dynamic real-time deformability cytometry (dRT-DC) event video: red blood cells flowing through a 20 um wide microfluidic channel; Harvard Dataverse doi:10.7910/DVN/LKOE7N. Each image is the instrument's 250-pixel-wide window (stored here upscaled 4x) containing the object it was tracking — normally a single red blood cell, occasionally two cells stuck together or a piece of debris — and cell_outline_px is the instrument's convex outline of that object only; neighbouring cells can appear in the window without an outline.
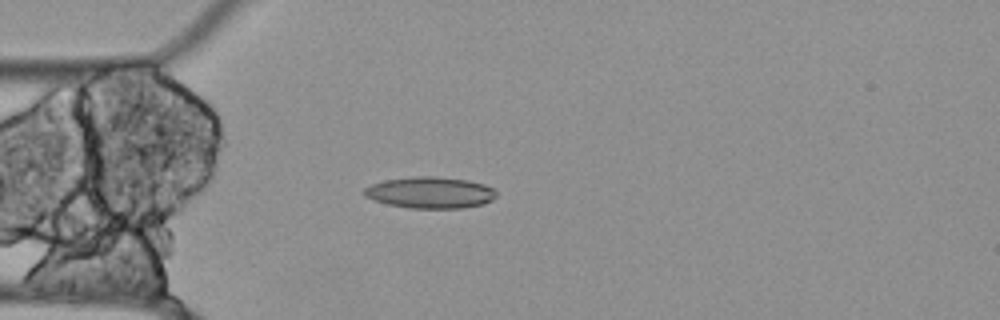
{"species": "Egyptian fruit bat (a non-hibernating species)", "species_latin": "Rousettus aegyptiacus", "temperature_condition": "cold", "stored_images_in_passage": 42, "camera_frame_rate_fps": 3000, "um_per_image_px": 0.085, "animal": {"sex": "female"}, "frame": {"image": 1, "passage_image": 1, "time_ms": 0.0, "image_size_px": [1000, 320], "cell_outline_px": [[496, 196], [492, 200], [484, 204], [464, 208], [408, 208], [388, 204], [372, 200], [364, 196], [364, 188], [372, 184], [384, 180], [416, 176], [432, 176], [468, 180], [484, 184], [492, 188], [496, 192]], "centroid_in_image_um": [36.56, 16.37], "position_along_channel_um": 48.4, "area_um2": 24.28}}
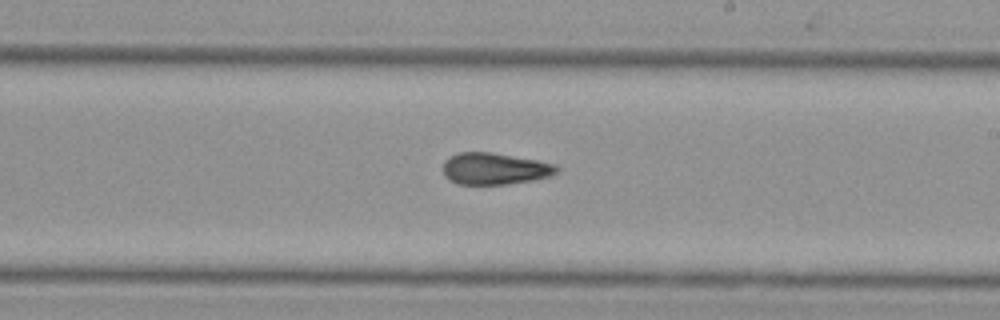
{"frame": {"image": 2, "passage_image": 18, "time_ms": 5.667, "image_size_px": [1000, 320], "cell_outline_px": [[560, 172], [548, 176], [532, 180], [504, 184], [460, 184], [444, 176], [444, 160], [448, 156], [460, 152], [492, 152], [536, 160], [556, 164], [560, 168]], "centroid_in_image_um": [42.06, 14.32], "position_along_channel_um": 246.9, "area_um2": 20.92}}
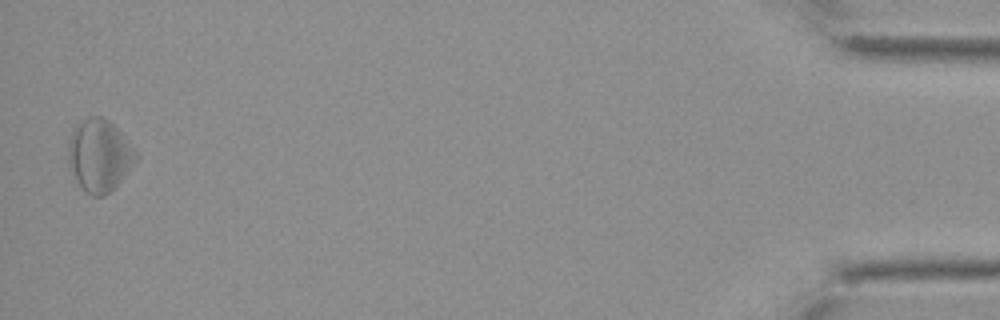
{"frame": {"image": 3, "passage_image": 41, "time_ms": 13.333, "image_size_px": [1000, 320], "cell_outline_px": [[140, 156], [120, 180], [104, 196], [92, 196], [80, 184], [68, 164], [68, 140], [72, 132], [88, 116], [100, 116], [108, 120], [120, 132]], "centroid_in_image_um": [8.45, 13.2], "position_along_channel_um": 426.8, "area_um2": 27.69}}